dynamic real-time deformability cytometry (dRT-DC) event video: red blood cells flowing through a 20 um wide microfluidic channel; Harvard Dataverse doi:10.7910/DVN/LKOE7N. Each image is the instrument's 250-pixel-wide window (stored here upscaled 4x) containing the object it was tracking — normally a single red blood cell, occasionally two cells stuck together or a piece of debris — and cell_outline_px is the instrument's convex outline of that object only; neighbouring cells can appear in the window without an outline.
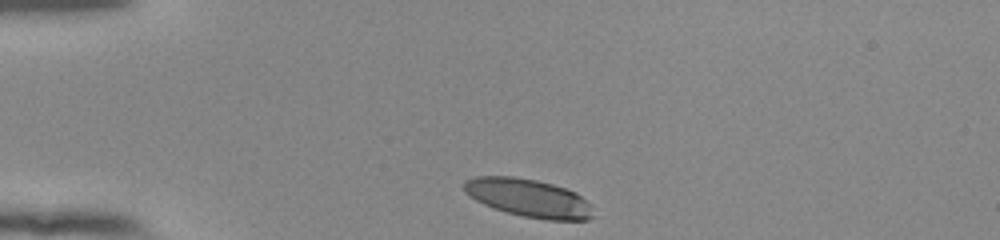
{"species": "human", "species_latin": "Homo sapiens", "temperature_condition": "room temperature", "stored_images_in_passage": 34, "camera_frame_rate_fps": 3000, "um_per_image_px": 0.085, "donor": {"sex": "female"}, "frame": {"image": 1, "passage_image": 1, "time_ms": 0.0, "image_size_px": [1000, 240], "cell_outline_px": [[592, 216], [588, 220], [548, 220], [524, 216], [508, 212], [484, 204], [476, 200], [464, 192], [464, 180], [476, 176], [512, 176], [536, 180], [552, 184], [576, 192], [588, 204]], "centroid_in_image_um": [44.88, 16.81], "position_along_channel_um": 40.1, "area_um2": 28.21}}
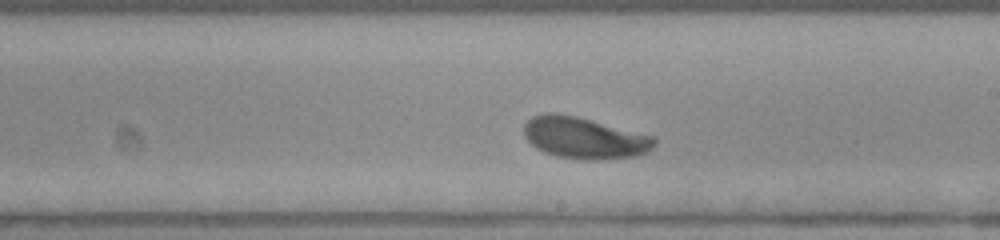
{"frame": {"image": 2, "passage_image": 20, "time_ms": 6.333, "image_size_px": [1000, 240], "cell_outline_px": [[656, 144], [648, 152], [636, 156], [600, 160], [584, 160], [556, 156], [544, 152], [536, 148], [524, 136], [524, 124], [532, 116], [544, 112], [552, 112], [576, 116], [656, 136]], "centroid_in_image_um": [49.68, 11.72], "position_along_channel_um": 239.3, "area_um2": 31.91}}
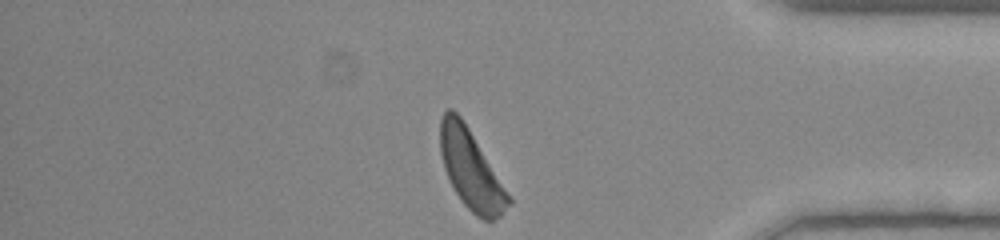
{"frame": {"image": 3, "passage_image": 34, "time_ms": 11.0, "image_size_px": [1000, 240], "cell_outline_px": [[512, 204], [500, 216], [492, 220], [484, 220], [476, 216], [464, 204], [456, 192], [444, 168], [440, 152], [440, 120], [444, 112], [448, 108], [452, 108], [460, 116], [468, 128], [512, 200]], "centroid_in_image_um": [40.01, 14.42], "position_along_channel_um": 395.2, "area_um2": 30.69}, "authors_computed_cell_mechanics": {"area_um2": 30.7785, "velocity_mm_per_s": 3.8171, "shape_relaxation_time_tau1_ms": 1.6466, "shape_relaxation_time_tau2_ms": null, "deformation_change_tau1": 0.106, "deformation_change_tau2": null}}